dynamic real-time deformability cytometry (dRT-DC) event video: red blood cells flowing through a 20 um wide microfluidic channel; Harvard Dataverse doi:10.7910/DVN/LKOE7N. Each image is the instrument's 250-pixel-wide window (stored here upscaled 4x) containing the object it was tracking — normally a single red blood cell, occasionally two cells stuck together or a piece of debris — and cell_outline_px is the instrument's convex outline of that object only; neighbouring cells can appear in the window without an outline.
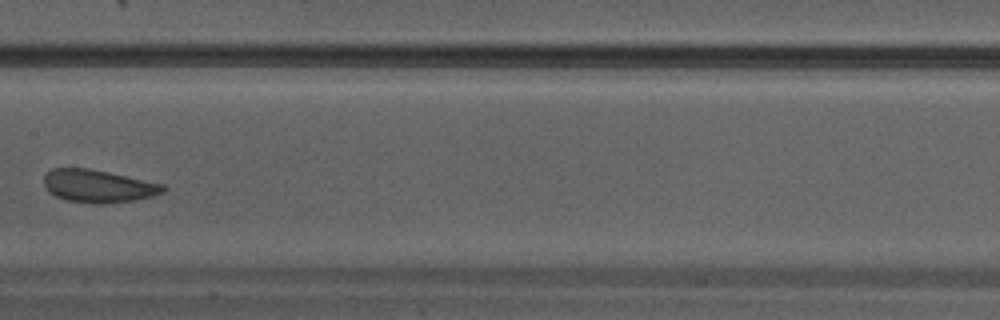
{"species": "Egyptian fruit bat (a non-hibernating species)", "species_latin": "Rousettus aegyptiacus", "temperature_condition": "warm", "stored_images_in_passage": 28, "camera_frame_rate_fps": 3000, "um_per_image_px": 0.085, "animal": {"sex": "male"}, "frame": {"image": 1, "passage_image": 13, "time_ms": 4.0, "image_size_px": [1000, 320], "cell_outline_px": [[168, 188], [164, 192], [152, 196], [132, 200], [104, 204], [92, 204], [64, 200], [48, 192], [44, 184], [44, 176], [52, 168], [88, 168], [108, 172], [164, 184]], "centroid_in_image_um": [8.34, 15.82], "position_along_channel_um": 199.1, "area_um2": 22.83}}